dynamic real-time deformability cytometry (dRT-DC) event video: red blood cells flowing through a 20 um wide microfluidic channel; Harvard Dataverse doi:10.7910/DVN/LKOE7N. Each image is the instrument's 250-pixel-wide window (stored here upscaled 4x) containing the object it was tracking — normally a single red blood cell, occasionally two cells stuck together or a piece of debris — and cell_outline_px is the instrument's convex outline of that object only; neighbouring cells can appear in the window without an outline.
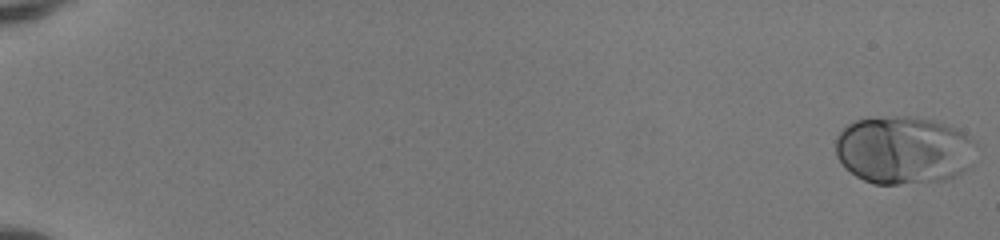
{"species": "human", "species_latin": "Homo sapiens", "temperature_condition": "room temperature", "stored_images_in_passage": 52, "camera_frame_rate_fps": 3000, "um_per_image_px": 0.085, "donor": {"sex": "female"}, "frame": {"image": 1, "passage_image": 1, "time_ms": 0.0, "image_size_px": [1000, 240], "cell_outline_px": [[976, 144], [972, 168], [956, 176], [944, 180], [900, 184], [872, 184], [856, 176], [844, 168], [836, 156], [836, 136], [848, 124], [856, 120], [868, 116], [916, 116], [952, 124], [976, 140]], "centroid_in_image_um": [76.85, 12.73], "position_along_channel_um": 8.1, "area_um2": 57.11}}
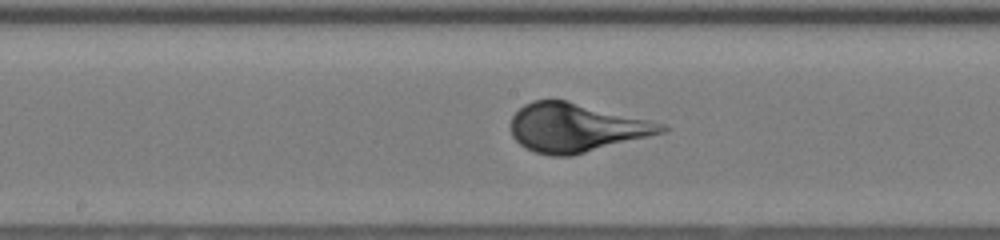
{"frame": {"image": 2, "passage_image": 30, "time_ms": 9.667, "image_size_px": [1000, 240], "cell_outline_px": [[672, 128], [664, 132], [572, 156], [548, 156], [524, 148], [512, 136], [512, 116], [524, 104], [532, 100], [564, 100], [648, 120], [664, 124]], "centroid_in_image_um": [48.94, 10.87], "position_along_channel_um": 199.3, "area_um2": 42.25}}
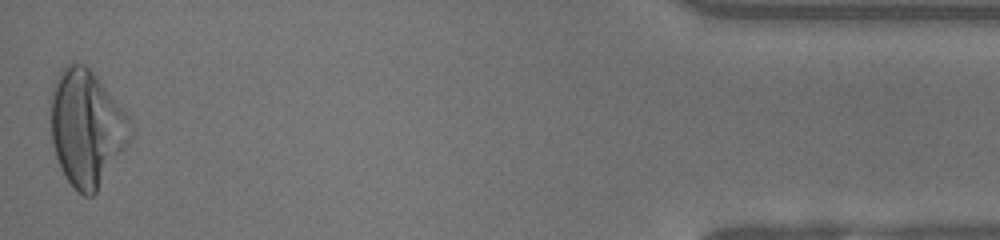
{"frame": {"image": 3, "passage_image": 52, "time_ms": 17.0, "image_size_px": [1000, 240], "cell_outline_px": [[132, 136], [128, 148], [96, 192], [92, 196], [84, 196], [64, 176], [60, 168], [52, 144], [52, 96], [60, 72], [68, 64], [84, 64], [96, 76], [128, 116], [132, 128]], "centroid_in_image_um": [7.41, 10.94], "position_along_channel_um": 427.8, "area_um2": 53.23}}